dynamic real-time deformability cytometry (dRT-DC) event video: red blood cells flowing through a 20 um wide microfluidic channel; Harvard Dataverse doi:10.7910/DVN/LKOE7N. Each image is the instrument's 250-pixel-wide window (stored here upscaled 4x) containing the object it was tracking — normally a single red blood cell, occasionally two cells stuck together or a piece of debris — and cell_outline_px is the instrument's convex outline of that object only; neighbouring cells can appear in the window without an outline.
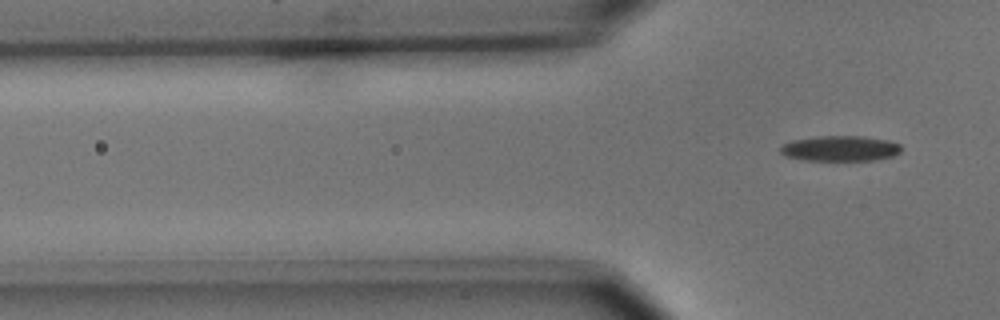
{"species": "common noctule bat (a hibernating species)", "species_latin": "Nyctalus noctula", "temperature_condition": "cold", "stored_images_in_passage": 6, "camera_frame_rate_fps": 3000, "um_per_image_px": 0.085, "animal": {"sex": "male", "body_mass_g": 15.6}, "frame": {"image": 1, "passage_image": 6, "time_ms": 6.667, "image_size_px": [1000, 320], "cell_outline_px": [[900, 152], [892, 156], [872, 160], [804, 160], [784, 156], [780, 152], [780, 144], [792, 140], [820, 136], [864, 136], [888, 140], [900, 144]], "centroid_in_image_um": [71.37, 12.61], "position_along_channel_um": 54.4, "area_um2": 17.92}}